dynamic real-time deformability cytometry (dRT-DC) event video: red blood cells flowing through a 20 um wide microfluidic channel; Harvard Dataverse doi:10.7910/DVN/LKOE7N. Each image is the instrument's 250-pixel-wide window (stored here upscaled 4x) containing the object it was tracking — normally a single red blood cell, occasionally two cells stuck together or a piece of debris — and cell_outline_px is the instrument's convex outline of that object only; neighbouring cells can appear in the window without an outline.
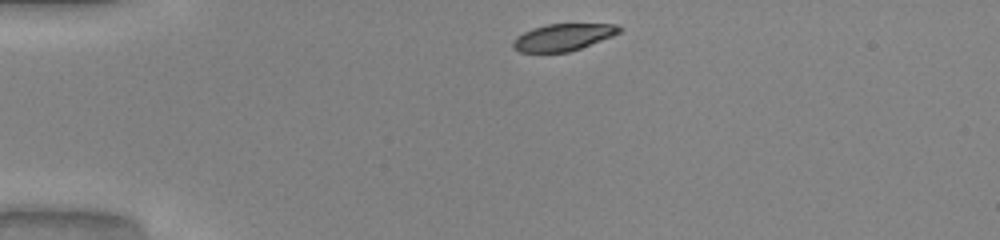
{"species": "common noctule bat (a hibernating species)", "species_latin": "Nyctalus noctula", "temperature_condition": "warm", "stored_images_in_passage": 34, "camera_frame_rate_fps": 3000, "um_per_image_px": 0.085, "animal": {"sex": "male", "body_mass_g": 20.0, "forearm_length_mm": 53.3}, "frame": {"image": 1, "passage_image": 1, "time_ms": 0.0, "image_size_px": [1000, 240], "cell_outline_px": [[624, 28], [620, 32], [612, 36], [580, 48], [568, 52], [520, 52], [512, 44], [512, 40], [516, 36], [532, 28], [548, 24], [616, 24]], "centroid_in_image_um": [47.87, 3.15], "position_along_channel_um": 37.1, "area_um2": 16.59}}
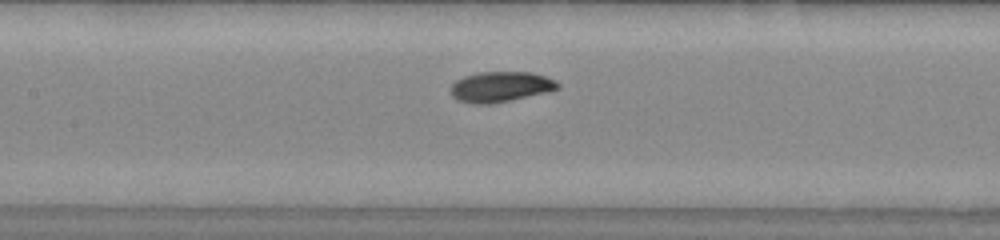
{"frame": {"image": 2, "passage_image": 14, "time_ms": 4.333, "image_size_px": [1000, 240], "cell_outline_px": [[560, 88], [548, 92], [492, 104], [472, 104], [456, 100], [452, 96], [452, 84], [456, 80], [464, 76], [480, 72], [532, 72], [556, 80], [560, 84]], "centroid_in_image_um": [42.56, 7.38], "position_along_channel_um": 164.8, "area_um2": 19.07}}
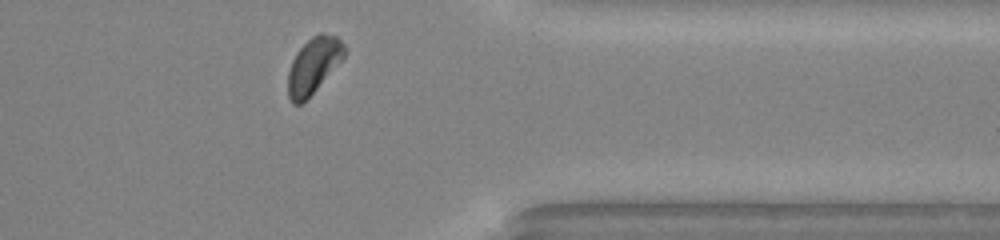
{"frame": {"image": 3, "passage_image": 31, "time_ms": 10.0, "image_size_px": [1000, 240], "cell_outline_px": [[348, 52], [316, 88], [300, 104], [292, 104], [288, 96], [288, 72], [292, 60], [296, 52], [312, 36], [320, 32], [324, 32], [336, 36], [348, 48]], "centroid_in_image_um": [26.66, 5.51], "position_along_channel_um": 384.7, "area_um2": 18.09}, "authors_computed_cell_mechanics": {"area_um2": 18.5827, "velocity_mm_per_s": 4.0471, "shape_relaxation_time_tau1_ms": 2.5819, "shape_relaxation_time_tau2_ms": 9.762, "deformation_change_tau1": 0.1337, "deformation_change_tau2": 0.1216}}